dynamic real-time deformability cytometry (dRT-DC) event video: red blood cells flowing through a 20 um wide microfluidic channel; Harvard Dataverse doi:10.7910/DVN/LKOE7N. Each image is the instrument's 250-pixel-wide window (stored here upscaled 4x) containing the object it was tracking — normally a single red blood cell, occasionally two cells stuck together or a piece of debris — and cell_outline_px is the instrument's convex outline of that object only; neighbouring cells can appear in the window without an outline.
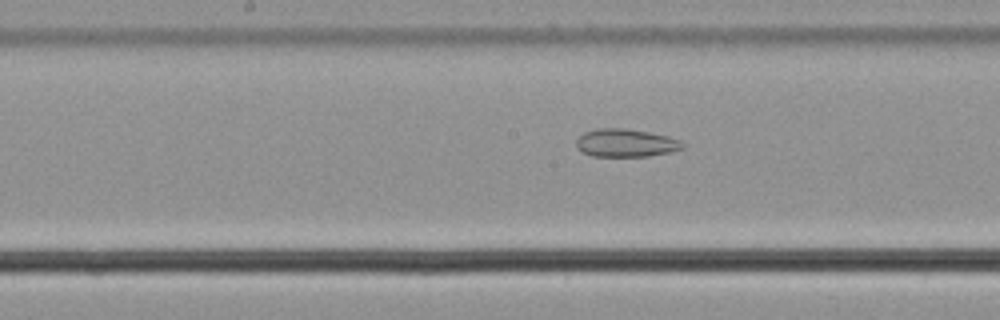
{"species": "common noctule bat (a hibernating species)", "species_latin": "Nyctalus noctula", "temperature_condition": "cold", "stored_images_in_passage": 56, "camera_frame_rate_fps": 3000, "um_per_image_px": 0.085, "animal": {"sex": "male", "body_mass_g": 21.5, "forearm_length_mm": 52.0}, "frame": {"image": 1, "passage_image": 29, "time_ms": 9.333, "image_size_px": [1000, 320], "cell_outline_px": [[684, 148], [668, 152], [648, 156], [592, 156], [580, 152], [576, 148], [576, 140], [584, 132], [600, 128], [624, 128], [648, 132], [668, 136], [680, 140], [684, 144]], "centroid_in_image_um": [53.16, 12.15], "position_along_channel_um": 195.0, "area_um2": 17.34}}
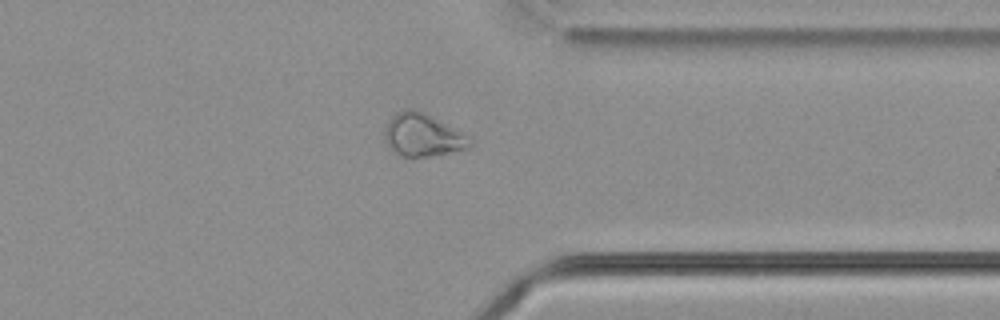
{"frame": {"image": 2, "passage_image": 44, "time_ms": 14.333, "image_size_px": [1000, 320], "cell_outline_px": [[472, 144], [468, 148], [428, 156], [400, 156], [392, 152], [388, 148], [384, 140], [384, 128], [388, 120], [396, 112], [404, 108], [412, 108], [456, 128], [472, 140]], "centroid_in_image_um": [35.86, 11.48], "position_along_channel_um": 375.5, "area_um2": 21.21}}
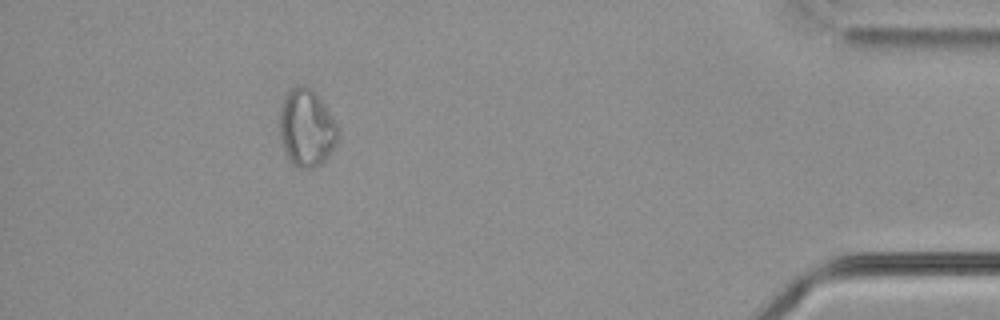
{"frame": {"image": 3, "passage_image": 51, "time_ms": 16.667, "image_size_px": [1000, 320], "cell_outline_px": [[340, 132], [336, 144], [332, 152], [320, 164], [312, 168], [296, 168], [288, 160], [280, 136], [280, 108], [284, 96], [296, 84], [304, 84], [312, 88], [316, 92], [340, 128]], "centroid_in_image_um": [26.07, 10.86], "position_along_channel_um": 409.1, "area_um2": 26.76}, "authors_computed_cell_mechanics": {"area_um2": 24.5939, "velocity_mm_per_s": 3.6791, "shape_relaxation_time_tau1_ms": null, "shape_relaxation_time_tau2_ms": 3.2471, "deformation_change_tau1": null, "deformation_change_tau2": 0.1032}}